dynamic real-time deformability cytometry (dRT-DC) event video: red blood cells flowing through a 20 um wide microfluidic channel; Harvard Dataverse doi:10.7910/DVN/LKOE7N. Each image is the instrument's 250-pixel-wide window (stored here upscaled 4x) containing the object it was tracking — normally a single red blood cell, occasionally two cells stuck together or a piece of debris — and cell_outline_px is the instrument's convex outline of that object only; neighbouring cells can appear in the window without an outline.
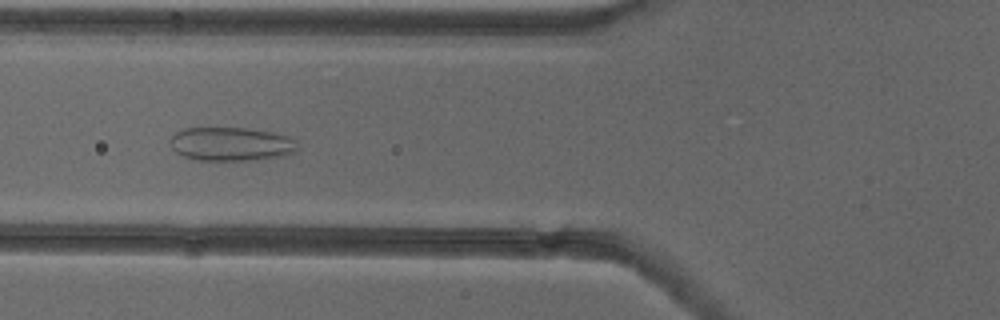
{"species": "common noctule bat (a hibernating species)", "species_latin": "Nyctalus noctula", "temperature_condition": "cold", "stored_images_in_passage": 48, "camera_frame_rate_fps": 3000, "um_per_image_px": 0.085, "animal": {"sex": "female"}, "frame": {"image": 1, "passage_image": 21, "time_ms": 6.667, "image_size_px": [1000, 320], "cell_outline_px": [[300, 148], [296, 152], [284, 156], [256, 160], [196, 160], [184, 156], [176, 152], [172, 148], [172, 136], [176, 132], [184, 128], [244, 128], [272, 132], [288, 136], [296, 140]], "centroid_in_image_um": [19.72, 12.25], "position_along_channel_um": 106.1, "area_um2": 25.14}}
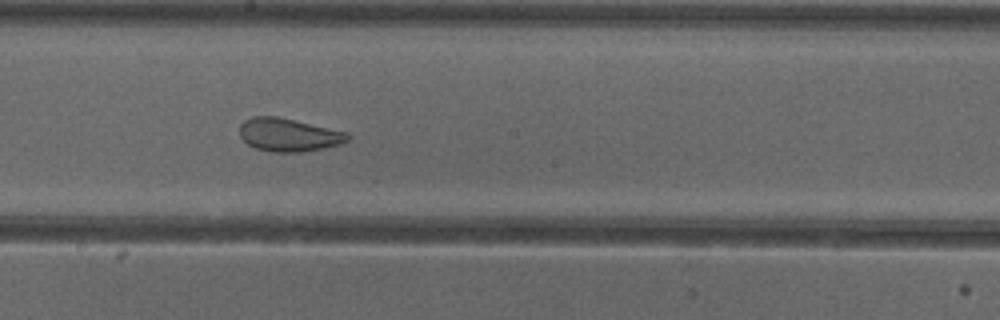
{"frame": {"image": 2, "passage_image": 30, "time_ms": 9.667, "image_size_px": [1000, 320], "cell_outline_px": [[352, 136], [348, 140], [340, 144], [324, 148], [300, 152], [272, 152], [256, 148], [248, 144], [240, 136], [240, 124], [244, 120], [252, 116], [276, 116], [348, 132]], "centroid_in_image_um": [24.54, 11.46], "position_along_channel_um": 223.7, "area_um2": 20.87}}
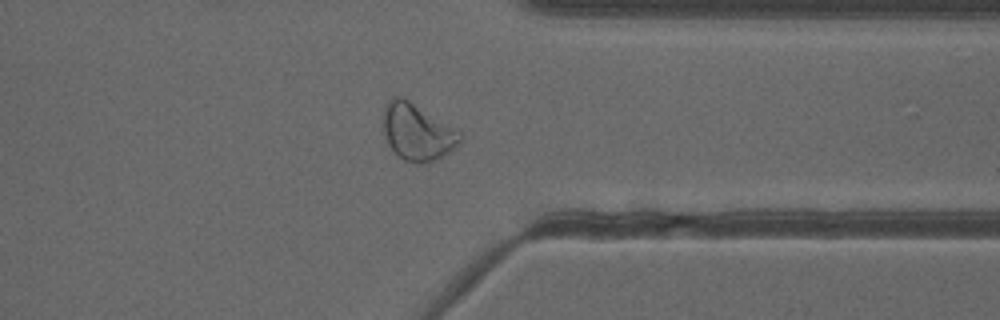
{"frame": {"image": 3, "passage_image": 42, "time_ms": 13.667, "image_size_px": [1000, 320], "cell_outline_px": [[464, 140], [456, 148], [436, 160], [428, 164], [416, 164], [404, 160], [388, 144], [384, 136], [384, 112], [388, 100], [392, 96], [400, 96], [408, 100], [460, 132], [464, 136]], "centroid_in_image_um": [35.5, 11.26], "position_along_channel_um": 375.9, "area_um2": 25.26}, "authors_computed_cell_mechanics": {"area_um2": 25.4898, "velocity_mm_per_s": 3.8938, "shape_relaxation_time_tau1_ms": null, "shape_relaxation_time_tau2_ms": 0.9876, "deformation_change_tau1": null, "deformation_change_tau2": 0.0827}}